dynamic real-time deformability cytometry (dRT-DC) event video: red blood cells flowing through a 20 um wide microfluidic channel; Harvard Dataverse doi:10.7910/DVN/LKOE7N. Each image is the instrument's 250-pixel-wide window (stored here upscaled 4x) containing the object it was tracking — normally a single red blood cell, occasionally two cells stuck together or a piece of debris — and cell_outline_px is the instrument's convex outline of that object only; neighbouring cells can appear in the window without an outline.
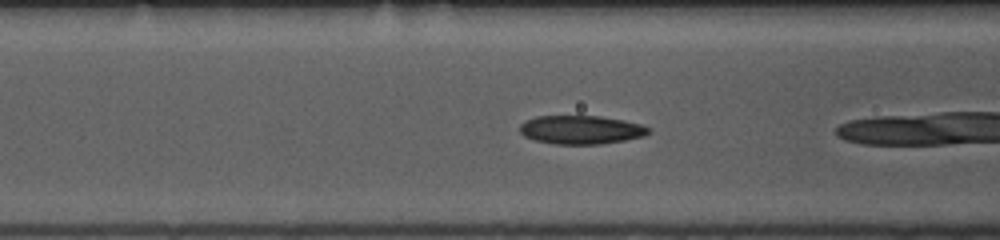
{"species": "common noctule bat (a hibernating species)", "species_latin": "Nyctalus noctula", "temperature_condition": "room temperature", "stored_images_in_passage": 8, "camera_frame_rate_fps": 3000, "um_per_image_px": 0.085, "animal": {"sex": "female", "body_mass_g": 10.0, "forearm_length_mm": 53.1}, "frame": {"image": 1, "passage_image": 4, "time_ms": 1.0, "image_size_px": [1000, 240], "cell_outline_px": [[652, 132], [644, 136], [624, 140], [600, 144], [556, 144], [536, 140], [524, 136], [520, 132], [520, 124], [524, 120], [536, 116], [600, 116], [624, 120], [640, 124], [652, 128]], "centroid_in_image_um": [49.41, 11.02], "position_along_channel_um": 117.2, "area_um2": 21.56}}
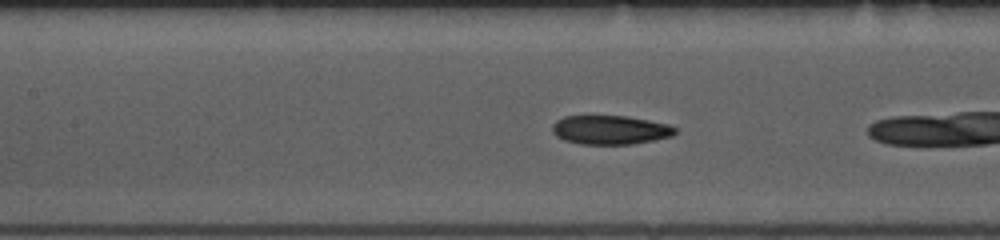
{"frame": {"image": 2, "passage_image": 7, "time_ms": 2.0, "image_size_px": [1000, 240], "cell_outline_px": [[676, 132], [672, 136], [652, 140], [628, 144], [580, 144], [564, 140], [556, 136], [552, 132], [552, 124], [556, 120], [564, 116], [628, 116], [668, 124], [676, 128]], "centroid_in_image_um": [51.83, 11.03], "position_along_channel_um": 155.6, "area_um2": 20.69}}